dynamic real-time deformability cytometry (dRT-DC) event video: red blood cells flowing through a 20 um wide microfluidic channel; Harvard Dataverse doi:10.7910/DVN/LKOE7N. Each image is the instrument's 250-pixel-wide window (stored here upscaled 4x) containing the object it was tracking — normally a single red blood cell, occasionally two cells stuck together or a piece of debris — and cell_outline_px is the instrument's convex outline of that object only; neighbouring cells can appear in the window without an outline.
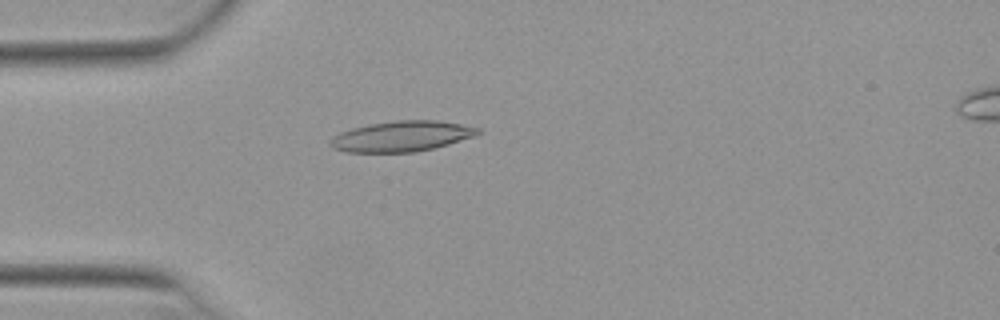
{"species": "Egyptian fruit bat (a non-hibernating species)", "species_latin": "Rousettus aegyptiacus", "temperature_condition": "warm", "stored_images_in_passage": 51, "camera_frame_rate_fps": 3000, "um_per_image_px": 0.085, "animal": {"sex": "female"}, "frame": {"image": 1, "passage_image": 14, "time_ms": 4.333, "image_size_px": [1000, 320], "cell_outline_px": [[480, 132], [476, 136], [448, 144], [416, 152], [348, 152], [332, 148], [328, 144], [328, 140], [332, 136], [340, 132], [352, 128], [368, 124], [396, 120], [436, 120], [460, 124], [480, 128]], "centroid_in_image_um": [34.1, 11.58], "position_along_channel_um": 50.9, "area_um2": 26.36}}
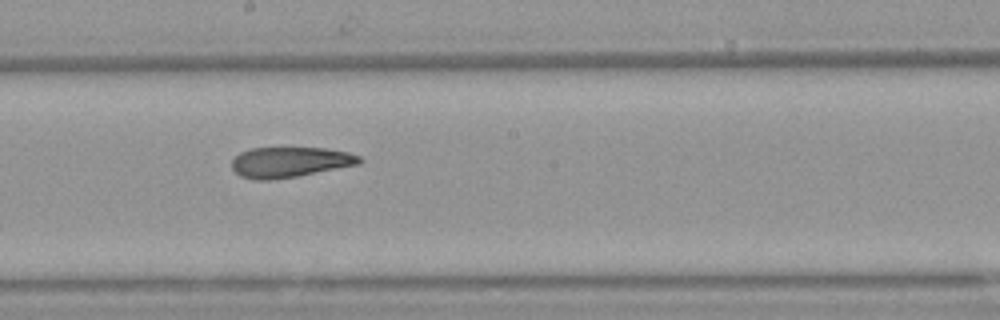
{"frame": {"image": 2, "passage_image": 28, "time_ms": 9.0, "image_size_px": [1000, 320], "cell_outline_px": [[364, 160], [360, 164], [296, 176], [268, 180], [256, 180], [240, 176], [232, 168], [232, 160], [240, 152], [252, 148], [324, 148], [348, 152], [360, 156]], "centroid_in_image_um": [24.65, 13.78], "position_along_channel_um": 223.6, "area_um2": 22.48}}
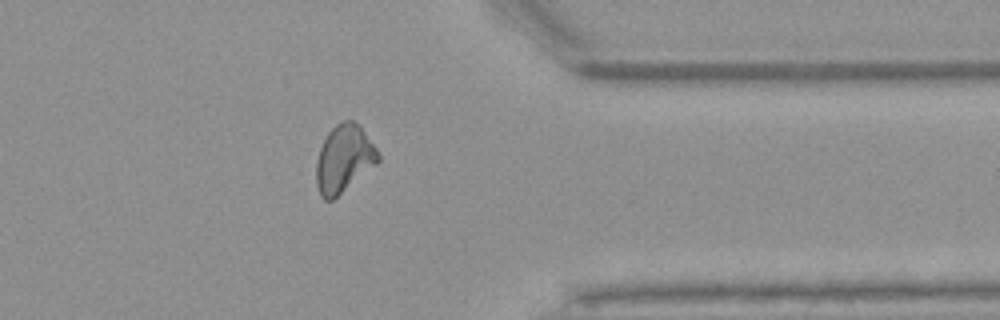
{"frame": {"image": 3, "passage_image": 41, "time_ms": 13.333, "image_size_px": [1000, 320], "cell_outline_px": [[380, 160], [376, 164], [332, 200], [324, 200], [320, 196], [316, 184], [316, 160], [320, 148], [328, 132], [336, 124], [344, 120], [352, 120], [364, 132], [376, 148], [380, 156]], "centroid_in_image_um": [29.2, 13.51], "position_along_channel_um": 382.2, "area_um2": 23.93}, "authors_computed_cell_mechanics": {"area_um2": 24.0448, "velocity_mm_per_s": 3.9279, "shape_relaxation_time_tau1_ms": null, "shape_relaxation_time_tau2_ms": 3.7711, "deformation_change_tau1": null, "deformation_change_tau2": 0.1152}}